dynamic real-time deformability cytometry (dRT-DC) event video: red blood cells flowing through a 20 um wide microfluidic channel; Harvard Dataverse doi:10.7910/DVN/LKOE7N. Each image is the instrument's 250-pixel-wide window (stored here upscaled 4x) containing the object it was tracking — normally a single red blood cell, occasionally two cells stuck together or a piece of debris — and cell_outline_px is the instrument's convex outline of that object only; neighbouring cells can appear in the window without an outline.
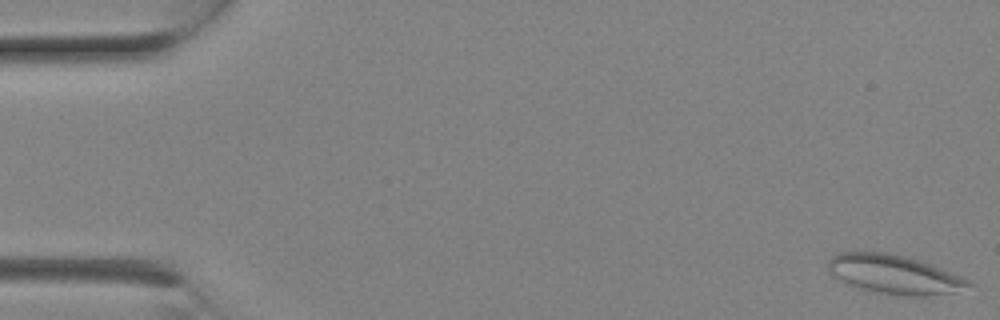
{"species": "Egyptian fruit bat (a non-hibernating species)", "species_latin": "Rousettus aegyptiacus", "temperature_condition": "room temperature", "stored_images_in_passage": 2, "camera_frame_rate_fps": 3000, "um_per_image_px": 0.085, "animal": {"sex": "female"}, "frame": {"image": 1, "passage_image": 1, "time_ms": 0.0, "image_size_px": [1000, 320], "cell_outline_px": [[976, 284], [956, 292], [924, 296], [908, 296], [880, 292], [848, 284], [832, 276], [828, 272], [828, 260], [836, 252], [888, 252], [904, 256], [940, 268], [972, 280]], "centroid_in_image_um": [76.02, 23.31], "position_along_channel_um": 9.0, "area_um2": 31.67}}